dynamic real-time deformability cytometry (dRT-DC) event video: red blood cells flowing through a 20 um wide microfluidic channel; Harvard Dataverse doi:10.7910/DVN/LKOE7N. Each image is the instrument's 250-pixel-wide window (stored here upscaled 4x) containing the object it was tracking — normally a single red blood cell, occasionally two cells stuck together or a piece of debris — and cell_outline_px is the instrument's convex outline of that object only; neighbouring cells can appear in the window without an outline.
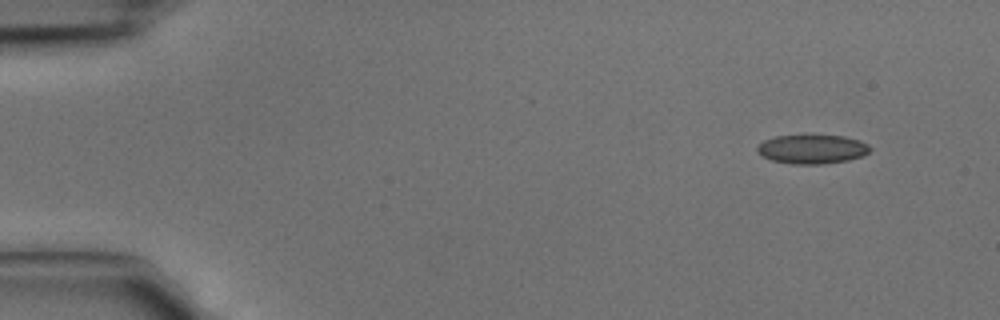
{"species": "common noctule bat (a hibernating species)", "species_latin": "Nyctalus noctula", "temperature_condition": "cold", "stored_images_in_passage": 3, "camera_frame_rate_fps": 3000, "um_per_image_px": 0.085, "animal": {"sex": "male", "body_mass_g": 15.6}, "frame": {"image": 1, "passage_image": 1, "time_ms": 0.0, "image_size_px": [1000, 320], "cell_outline_px": [[872, 148], [864, 156], [848, 160], [820, 164], [792, 164], [772, 160], [756, 152], [756, 148], [764, 140], [776, 136], [844, 136], [860, 140], [868, 144]], "centroid_in_image_um": [69.06, 12.68], "position_along_channel_um": 15.9, "area_um2": 18.96}}
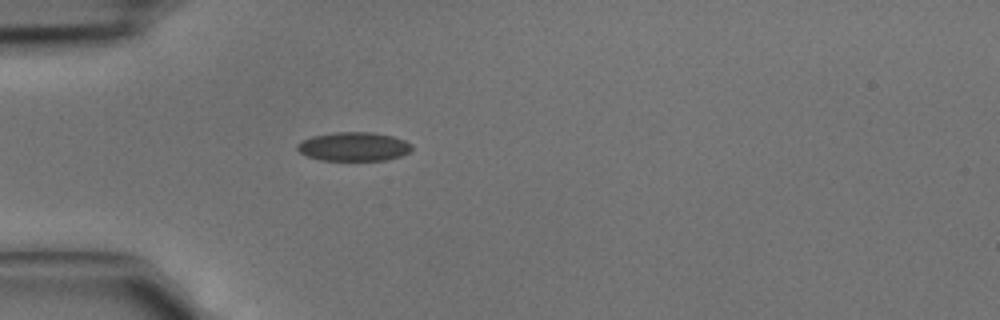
{"frame": {"image": 2, "passage_image": 3, "time_ms": 0.667, "image_size_px": [1000, 320], "cell_outline_px": [[412, 148], [408, 152], [400, 156], [384, 160], [320, 160], [308, 156], [300, 152], [296, 148], [296, 144], [300, 140], [312, 136], [332, 132], [372, 132], [392, 136], [404, 140], [412, 144]], "centroid_in_image_um": [30.03, 12.45], "position_along_channel_um": 55.0, "area_um2": 19.31}}